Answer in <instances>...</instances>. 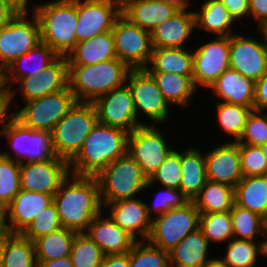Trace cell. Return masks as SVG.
Instances as JSON below:
<instances>
[{
	"label": "cell",
	"mask_w": 267,
	"mask_h": 267,
	"mask_svg": "<svg viewBox=\"0 0 267 267\" xmlns=\"http://www.w3.org/2000/svg\"><path fill=\"white\" fill-rule=\"evenodd\" d=\"M63 228L84 233L103 210L100 188L95 176H69L53 196Z\"/></svg>",
	"instance_id": "cell-1"
},
{
	"label": "cell",
	"mask_w": 267,
	"mask_h": 267,
	"mask_svg": "<svg viewBox=\"0 0 267 267\" xmlns=\"http://www.w3.org/2000/svg\"><path fill=\"white\" fill-rule=\"evenodd\" d=\"M128 135L129 132L124 129L97 122L86 137L80 152L69 163L70 174L96 176L127 153Z\"/></svg>",
	"instance_id": "cell-2"
},
{
	"label": "cell",
	"mask_w": 267,
	"mask_h": 267,
	"mask_svg": "<svg viewBox=\"0 0 267 267\" xmlns=\"http://www.w3.org/2000/svg\"><path fill=\"white\" fill-rule=\"evenodd\" d=\"M131 69L118 58L94 65H68V82L76 101L94 102L126 84Z\"/></svg>",
	"instance_id": "cell-3"
},
{
	"label": "cell",
	"mask_w": 267,
	"mask_h": 267,
	"mask_svg": "<svg viewBox=\"0 0 267 267\" xmlns=\"http://www.w3.org/2000/svg\"><path fill=\"white\" fill-rule=\"evenodd\" d=\"M33 13L39 21L41 42L66 57L77 43V0L38 2Z\"/></svg>",
	"instance_id": "cell-4"
},
{
	"label": "cell",
	"mask_w": 267,
	"mask_h": 267,
	"mask_svg": "<svg viewBox=\"0 0 267 267\" xmlns=\"http://www.w3.org/2000/svg\"><path fill=\"white\" fill-rule=\"evenodd\" d=\"M97 122L93 102L76 101L51 132L55 156L70 163L82 149L86 137Z\"/></svg>",
	"instance_id": "cell-5"
},
{
	"label": "cell",
	"mask_w": 267,
	"mask_h": 267,
	"mask_svg": "<svg viewBox=\"0 0 267 267\" xmlns=\"http://www.w3.org/2000/svg\"><path fill=\"white\" fill-rule=\"evenodd\" d=\"M99 183L102 203H114L134 199L145 193L148 178L143 174L139 164L127 152L96 176Z\"/></svg>",
	"instance_id": "cell-6"
},
{
	"label": "cell",
	"mask_w": 267,
	"mask_h": 267,
	"mask_svg": "<svg viewBox=\"0 0 267 267\" xmlns=\"http://www.w3.org/2000/svg\"><path fill=\"white\" fill-rule=\"evenodd\" d=\"M1 139L7 140L11 151L5 146L0 154L19 163L41 162L55 156L51 132L25 127L12 114L3 124Z\"/></svg>",
	"instance_id": "cell-7"
},
{
	"label": "cell",
	"mask_w": 267,
	"mask_h": 267,
	"mask_svg": "<svg viewBox=\"0 0 267 267\" xmlns=\"http://www.w3.org/2000/svg\"><path fill=\"white\" fill-rule=\"evenodd\" d=\"M126 84L131 89L137 120L141 125L163 126L171 122L169 117L172 116L171 105L165 99L154 78L145 69H131Z\"/></svg>",
	"instance_id": "cell-8"
},
{
	"label": "cell",
	"mask_w": 267,
	"mask_h": 267,
	"mask_svg": "<svg viewBox=\"0 0 267 267\" xmlns=\"http://www.w3.org/2000/svg\"><path fill=\"white\" fill-rule=\"evenodd\" d=\"M75 102L74 94L68 86L62 91L41 98L24 103L18 102L17 109L12 115L25 127L52 132Z\"/></svg>",
	"instance_id": "cell-9"
},
{
	"label": "cell",
	"mask_w": 267,
	"mask_h": 267,
	"mask_svg": "<svg viewBox=\"0 0 267 267\" xmlns=\"http://www.w3.org/2000/svg\"><path fill=\"white\" fill-rule=\"evenodd\" d=\"M200 212L190 200L152 219L151 232L147 241L168 254L187 235L199 228Z\"/></svg>",
	"instance_id": "cell-10"
},
{
	"label": "cell",
	"mask_w": 267,
	"mask_h": 267,
	"mask_svg": "<svg viewBox=\"0 0 267 267\" xmlns=\"http://www.w3.org/2000/svg\"><path fill=\"white\" fill-rule=\"evenodd\" d=\"M156 126L141 125L128 135L127 152L139 164L148 179L175 148L174 144H170L167 139L169 134L165 137L162 129H159L162 127Z\"/></svg>",
	"instance_id": "cell-11"
},
{
	"label": "cell",
	"mask_w": 267,
	"mask_h": 267,
	"mask_svg": "<svg viewBox=\"0 0 267 267\" xmlns=\"http://www.w3.org/2000/svg\"><path fill=\"white\" fill-rule=\"evenodd\" d=\"M41 42L40 25L33 11H19L0 29V61L7 68Z\"/></svg>",
	"instance_id": "cell-12"
},
{
	"label": "cell",
	"mask_w": 267,
	"mask_h": 267,
	"mask_svg": "<svg viewBox=\"0 0 267 267\" xmlns=\"http://www.w3.org/2000/svg\"><path fill=\"white\" fill-rule=\"evenodd\" d=\"M203 44L199 43L193 50V82L200 91H206L217 78L230 68V36H210Z\"/></svg>",
	"instance_id": "cell-13"
},
{
	"label": "cell",
	"mask_w": 267,
	"mask_h": 267,
	"mask_svg": "<svg viewBox=\"0 0 267 267\" xmlns=\"http://www.w3.org/2000/svg\"><path fill=\"white\" fill-rule=\"evenodd\" d=\"M116 56L130 69H145L153 51L150 32L120 16L112 28Z\"/></svg>",
	"instance_id": "cell-14"
},
{
	"label": "cell",
	"mask_w": 267,
	"mask_h": 267,
	"mask_svg": "<svg viewBox=\"0 0 267 267\" xmlns=\"http://www.w3.org/2000/svg\"><path fill=\"white\" fill-rule=\"evenodd\" d=\"M243 32L230 36L229 64L231 69L255 82L267 73V47L259 30L261 37L257 39L255 34L243 35Z\"/></svg>",
	"instance_id": "cell-15"
},
{
	"label": "cell",
	"mask_w": 267,
	"mask_h": 267,
	"mask_svg": "<svg viewBox=\"0 0 267 267\" xmlns=\"http://www.w3.org/2000/svg\"><path fill=\"white\" fill-rule=\"evenodd\" d=\"M76 38L81 42L112 31L121 16V0H77Z\"/></svg>",
	"instance_id": "cell-16"
},
{
	"label": "cell",
	"mask_w": 267,
	"mask_h": 267,
	"mask_svg": "<svg viewBox=\"0 0 267 267\" xmlns=\"http://www.w3.org/2000/svg\"><path fill=\"white\" fill-rule=\"evenodd\" d=\"M100 124L131 133L141 126L137 120L131 89L127 84L98 97L93 102Z\"/></svg>",
	"instance_id": "cell-17"
},
{
	"label": "cell",
	"mask_w": 267,
	"mask_h": 267,
	"mask_svg": "<svg viewBox=\"0 0 267 267\" xmlns=\"http://www.w3.org/2000/svg\"><path fill=\"white\" fill-rule=\"evenodd\" d=\"M69 174V163L57 156L41 162L20 163V187L54 196Z\"/></svg>",
	"instance_id": "cell-18"
},
{
	"label": "cell",
	"mask_w": 267,
	"mask_h": 267,
	"mask_svg": "<svg viewBox=\"0 0 267 267\" xmlns=\"http://www.w3.org/2000/svg\"><path fill=\"white\" fill-rule=\"evenodd\" d=\"M204 152L207 180L236 187L243 178L240 167L239 142L219 141ZM214 146V148H213Z\"/></svg>",
	"instance_id": "cell-19"
},
{
	"label": "cell",
	"mask_w": 267,
	"mask_h": 267,
	"mask_svg": "<svg viewBox=\"0 0 267 267\" xmlns=\"http://www.w3.org/2000/svg\"><path fill=\"white\" fill-rule=\"evenodd\" d=\"M104 211L122 230L128 232L137 241H147L152 227V218L145 205V198L121 200L114 203H102ZM106 209V210H105Z\"/></svg>",
	"instance_id": "cell-20"
},
{
	"label": "cell",
	"mask_w": 267,
	"mask_h": 267,
	"mask_svg": "<svg viewBox=\"0 0 267 267\" xmlns=\"http://www.w3.org/2000/svg\"><path fill=\"white\" fill-rule=\"evenodd\" d=\"M53 202V195L20 190L6 206L4 226L12 234H21L35 216Z\"/></svg>",
	"instance_id": "cell-21"
},
{
	"label": "cell",
	"mask_w": 267,
	"mask_h": 267,
	"mask_svg": "<svg viewBox=\"0 0 267 267\" xmlns=\"http://www.w3.org/2000/svg\"><path fill=\"white\" fill-rule=\"evenodd\" d=\"M84 233L105 255L129 253L137 242L128 232L115 224L104 210L91 221Z\"/></svg>",
	"instance_id": "cell-22"
},
{
	"label": "cell",
	"mask_w": 267,
	"mask_h": 267,
	"mask_svg": "<svg viewBox=\"0 0 267 267\" xmlns=\"http://www.w3.org/2000/svg\"><path fill=\"white\" fill-rule=\"evenodd\" d=\"M196 32L194 10H179L156 26L151 34L152 45L157 48H186ZM190 38V39H189Z\"/></svg>",
	"instance_id": "cell-23"
},
{
	"label": "cell",
	"mask_w": 267,
	"mask_h": 267,
	"mask_svg": "<svg viewBox=\"0 0 267 267\" xmlns=\"http://www.w3.org/2000/svg\"><path fill=\"white\" fill-rule=\"evenodd\" d=\"M178 11L164 0H121V15L150 33Z\"/></svg>",
	"instance_id": "cell-24"
},
{
	"label": "cell",
	"mask_w": 267,
	"mask_h": 267,
	"mask_svg": "<svg viewBox=\"0 0 267 267\" xmlns=\"http://www.w3.org/2000/svg\"><path fill=\"white\" fill-rule=\"evenodd\" d=\"M255 82L231 68L225 70L208 88L218 98L216 102L249 107L253 110ZM220 99V100H219Z\"/></svg>",
	"instance_id": "cell-25"
},
{
	"label": "cell",
	"mask_w": 267,
	"mask_h": 267,
	"mask_svg": "<svg viewBox=\"0 0 267 267\" xmlns=\"http://www.w3.org/2000/svg\"><path fill=\"white\" fill-rule=\"evenodd\" d=\"M202 5L194 8L196 30L205 31L207 37L213 36H231L239 30L240 27L229 15L228 9L220 0H202ZM200 8V9H199ZM204 30V31H203Z\"/></svg>",
	"instance_id": "cell-26"
},
{
	"label": "cell",
	"mask_w": 267,
	"mask_h": 267,
	"mask_svg": "<svg viewBox=\"0 0 267 267\" xmlns=\"http://www.w3.org/2000/svg\"><path fill=\"white\" fill-rule=\"evenodd\" d=\"M210 248L211 245L198 228L182 239L169 253L170 267H202L216 257H212Z\"/></svg>",
	"instance_id": "cell-27"
},
{
	"label": "cell",
	"mask_w": 267,
	"mask_h": 267,
	"mask_svg": "<svg viewBox=\"0 0 267 267\" xmlns=\"http://www.w3.org/2000/svg\"><path fill=\"white\" fill-rule=\"evenodd\" d=\"M58 57L59 55L49 45L40 42L6 68L8 87L11 89L24 77L35 76L51 65Z\"/></svg>",
	"instance_id": "cell-28"
},
{
	"label": "cell",
	"mask_w": 267,
	"mask_h": 267,
	"mask_svg": "<svg viewBox=\"0 0 267 267\" xmlns=\"http://www.w3.org/2000/svg\"><path fill=\"white\" fill-rule=\"evenodd\" d=\"M155 80L160 91L163 93L168 103L176 109H188L192 106L195 95L199 94L195 87L193 75H179L164 72H148ZM198 92V93H197ZM197 93V94H196ZM191 104V105H190ZM179 107V108H177Z\"/></svg>",
	"instance_id": "cell-29"
},
{
	"label": "cell",
	"mask_w": 267,
	"mask_h": 267,
	"mask_svg": "<svg viewBox=\"0 0 267 267\" xmlns=\"http://www.w3.org/2000/svg\"><path fill=\"white\" fill-rule=\"evenodd\" d=\"M66 57L68 65H94L117 58L112 31L77 42Z\"/></svg>",
	"instance_id": "cell-30"
},
{
	"label": "cell",
	"mask_w": 267,
	"mask_h": 267,
	"mask_svg": "<svg viewBox=\"0 0 267 267\" xmlns=\"http://www.w3.org/2000/svg\"><path fill=\"white\" fill-rule=\"evenodd\" d=\"M194 146L181 148L180 190L189 200H193L207 182L204 152Z\"/></svg>",
	"instance_id": "cell-31"
},
{
	"label": "cell",
	"mask_w": 267,
	"mask_h": 267,
	"mask_svg": "<svg viewBox=\"0 0 267 267\" xmlns=\"http://www.w3.org/2000/svg\"><path fill=\"white\" fill-rule=\"evenodd\" d=\"M188 48V49H187ZM153 47L147 72L193 75V50L189 48Z\"/></svg>",
	"instance_id": "cell-32"
},
{
	"label": "cell",
	"mask_w": 267,
	"mask_h": 267,
	"mask_svg": "<svg viewBox=\"0 0 267 267\" xmlns=\"http://www.w3.org/2000/svg\"><path fill=\"white\" fill-rule=\"evenodd\" d=\"M223 247L225 252H221L222 256L216 255V258L224 267H257L260 257L267 258V241L232 238Z\"/></svg>",
	"instance_id": "cell-33"
},
{
	"label": "cell",
	"mask_w": 267,
	"mask_h": 267,
	"mask_svg": "<svg viewBox=\"0 0 267 267\" xmlns=\"http://www.w3.org/2000/svg\"><path fill=\"white\" fill-rule=\"evenodd\" d=\"M234 197L235 204L267 221V175L243 177L234 188Z\"/></svg>",
	"instance_id": "cell-34"
},
{
	"label": "cell",
	"mask_w": 267,
	"mask_h": 267,
	"mask_svg": "<svg viewBox=\"0 0 267 267\" xmlns=\"http://www.w3.org/2000/svg\"><path fill=\"white\" fill-rule=\"evenodd\" d=\"M192 202L200 213L230 211L235 203L234 188L207 180Z\"/></svg>",
	"instance_id": "cell-35"
},
{
	"label": "cell",
	"mask_w": 267,
	"mask_h": 267,
	"mask_svg": "<svg viewBox=\"0 0 267 267\" xmlns=\"http://www.w3.org/2000/svg\"><path fill=\"white\" fill-rule=\"evenodd\" d=\"M230 213L234 239L267 241V221L263 217L235 203Z\"/></svg>",
	"instance_id": "cell-36"
},
{
	"label": "cell",
	"mask_w": 267,
	"mask_h": 267,
	"mask_svg": "<svg viewBox=\"0 0 267 267\" xmlns=\"http://www.w3.org/2000/svg\"><path fill=\"white\" fill-rule=\"evenodd\" d=\"M215 102V116L216 122L219 127V131L223 132V135L230 137L231 140L226 138L224 141L237 142L244 130L246 120L250 112L252 111L249 107L241 105L229 104L226 102Z\"/></svg>",
	"instance_id": "cell-37"
},
{
	"label": "cell",
	"mask_w": 267,
	"mask_h": 267,
	"mask_svg": "<svg viewBox=\"0 0 267 267\" xmlns=\"http://www.w3.org/2000/svg\"><path fill=\"white\" fill-rule=\"evenodd\" d=\"M77 232L61 228L35 239L36 260L49 261L70 256L71 247Z\"/></svg>",
	"instance_id": "cell-38"
},
{
	"label": "cell",
	"mask_w": 267,
	"mask_h": 267,
	"mask_svg": "<svg viewBox=\"0 0 267 267\" xmlns=\"http://www.w3.org/2000/svg\"><path fill=\"white\" fill-rule=\"evenodd\" d=\"M199 229L213 247L225 245L233 238L232 218L230 211L216 213H200ZM213 242V244H211Z\"/></svg>",
	"instance_id": "cell-39"
},
{
	"label": "cell",
	"mask_w": 267,
	"mask_h": 267,
	"mask_svg": "<svg viewBox=\"0 0 267 267\" xmlns=\"http://www.w3.org/2000/svg\"><path fill=\"white\" fill-rule=\"evenodd\" d=\"M35 264L34 242L21 234H11L5 242L1 267H35Z\"/></svg>",
	"instance_id": "cell-40"
},
{
	"label": "cell",
	"mask_w": 267,
	"mask_h": 267,
	"mask_svg": "<svg viewBox=\"0 0 267 267\" xmlns=\"http://www.w3.org/2000/svg\"><path fill=\"white\" fill-rule=\"evenodd\" d=\"M179 147V148H178ZM175 147L165 158L159 168L148 179L145 190L155 188V184L162 187L180 189L181 182V150Z\"/></svg>",
	"instance_id": "cell-41"
},
{
	"label": "cell",
	"mask_w": 267,
	"mask_h": 267,
	"mask_svg": "<svg viewBox=\"0 0 267 267\" xmlns=\"http://www.w3.org/2000/svg\"><path fill=\"white\" fill-rule=\"evenodd\" d=\"M70 257L73 267H101L105 254L85 233H77L72 243Z\"/></svg>",
	"instance_id": "cell-42"
},
{
	"label": "cell",
	"mask_w": 267,
	"mask_h": 267,
	"mask_svg": "<svg viewBox=\"0 0 267 267\" xmlns=\"http://www.w3.org/2000/svg\"><path fill=\"white\" fill-rule=\"evenodd\" d=\"M130 267H170L169 254L148 241H137L130 251Z\"/></svg>",
	"instance_id": "cell-43"
},
{
	"label": "cell",
	"mask_w": 267,
	"mask_h": 267,
	"mask_svg": "<svg viewBox=\"0 0 267 267\" xmlns=\"http://www.w3.org/2000/svg\"><path fill=\"white\" fill-rule=\"evenodd\" d=\"M35 76L41 78L43 96L66 89L69 86L67 57L59 56Z\"/></svg>",
	"instance_id": "cell-44"
},
{
	"label": "cell",
	"mask_w": 267,
	"mask_h": 267,
	"mask_svg": "<svg viewBox=\"0 0 267 267\" xmlns=\"http://www.w3.org/2000/svg\"><path fill=\"white\" fill-rule=\"evenodd\" d=\"M20 190V163L0 154V200L7 206Z\"/></svg>",
	"instance_id": "cell-45"
},
{
	"label": "cell",
	"mask_w": 267,
	"mask_h": 267,
	"mask_svg": "<svg viewBox=\"0 0 267 267\" xmlns=\"http://www.w3.org/2000/svg\"><path fill=\"white\" fill-rule=\"evenodd\" d=\"M63 228L54 202L39 212L21 235L31 241Z\"/></svg>",
	"instance_id": "cell-46"
},
{
	"label": "cell",
	"mask_w": 267,
	"mask_h": 267,
	"mask_svg": "<svg viewBox=\"0 0 267 267\" xmlns=\"http://www.w3.org/2000/svg\"><path fill=\"white\" fill-rule=\"evenodd\" d=\"M160 187L157 189V193H154L153 200L150 203L145 202L148 214L152 219L170 209L184 206L190 201L180 189Z\"/></svg>",
	"instance_id": "cell-47"
},
{
	"label": "cell",
	"mask_w": 267,
	"mask_h": 267,
	"mask_svg": "<svg viewBox=\"0 0 267 267\" xmlns=\"http://www.w3.org/2000/svg\"><path fill=\"white\" fill-rule=\"evenodd\" d=\"M237 142L253 146L267 143V111L253 109L250 112L243 133Z\"/></svg>",
	"instance_id": "cell-48"
},
{
	"label": "cell",
	"mask_w": 267,
	"mask_h": 267,
	"mask_svg": "<svg viewBox=\"0 0 267 267\" xmlns=\"http://www.w3.org/2000/svg\"><path fill=\"white\" fill-rule=\"evenodd\" d=\"M239 153L243 177L267 175V159L260 146L239 143Z\"/></svg>",
	"instance_id": "cell-49"
},
{
	"label": "cell",
	"mask_w": 267,
	"mask_h": 267,
	"mask_svg": "<svg viewBox=\"0 0 267 267\" xmlns=\"http://www.w3.org/2000/svg\"><path fill=\"white\" fill-rule=\"evenodd\" d=\"M17 96L22 98L19 99L22 101L21 103L43 97L41 78L36 76L24 77L10 89L8 101L11 114L17 109Z\"/></svg>",
	"instance_id": "cell-50"
},
{
	"label": "cell",
	"mask_w": 267,
	"mask_h": 267,
	"mask_svg": "<svg viewBox=\"0 0 267 267\" xmlns=\"http://www.w3.org/2000/svg\"><path fill=\"white\" fill-rule=\"evenodd\" d=\"M228 9L229 15L235 21H247L249 19V0H220ZM246 18V19H245ZM248 18V19H247Z\"/></svg>",
	"instance_id": "cell-51"
},
{
	"label": "cell",
	"mask_w": 267,
	"mask_h": 267,
	"mask_svg": "<svg viewBox=\"0 0 267 267\" xmlns=\"http://www.w3.org/2000/svg\"><path fill=\"white\" fill-rule=\"evenodd\" d=\"M249 19L257 30L267 22V0H249Z\"/></svg>",
	"instance_id": "cell-52"
},
{
	"label": "cell",
	"mask_w": 267,
	"mask_h": 267,
	"mask_svg": "<svg viewBox=\"0 0 267 267\" xmlns=\"http://www.w3.org/2000/svg\"><path fill=\"white\" fill-rule=\"evenodd\" d=\"M253 109L267 111V73L255 81Z\"/></svg>",
	"instance_id": "cell-53"
},
{
	"label": "cell",
	"mask_w": 267,
	"mask_h": 267,
	"mask_svg": "<svg viewBox=\"0 0 267 267\" xmlns=\"http://www.w3.org/2000/svg\"><path fill=\"white\" fill-rule=\"evenodd\" d=\"M19 12L9 1L0 0V29L6 26Z\"/></svg>",
	"instance_id": "cell-54"
},
{
	"label": "cell",
	"mask_w": 267,
	"mask_h": 267,
	"mask_svg": "<svg viewBox=\"0 0 267 267\" xmlns=\"http://www.w3.org/2000/svg\"><path fill=\"white\" fill-rule=\"evenodd\" d=\"M101 267H130V252L126 254L105 255Z\"/></svg>",
	"instance_id": "cell-55"
},
{
	"label": "cell",
	"mask_w": 267,
	"mask_h": 267,
	"mask_svg": "<svg viewBox=\"0 0 267 267\" xmlns=\"http://www.w3.org/2000/svg\"><path fill=\"white\" fill-rule=\"evenodd\" d=\"M35 267H73L70 256L49 261L36 260Z\"/></svg>",
	"instance_id": "cell-56"
},
{
	"label": "cell",
	"mask_w": 267,
	"mask_h": 267,
	"mask_svg": "<svg viewBox=\"0 0 267 267\" xmlns=\"http://www.w3.org/2000/svg\"><path fill=\"white\" fill-rule=\"evenodd\" d=\"M10 88L7 84V69L0 61V97H9Z\"/></svg>",
	"instance_id": "cell-57"
},
{
	"label": "cell",
	"mask_w": 267,
	"mask_h": 267,
	"mask_svg": "<svg viewBox=\"0 0 267 267\" xmlns=\"http://www.w3.org/2000/svg\"><path fill=\"white\" fill-rule=\"evenodd\" d=\"M8 98L9 97H0V134L4 122L11 115Z\"/></svg>",
	"instance_id": "cell-58"
},
{
	"label": "cell",
	"mask_w": 267,
	"mask_h": 267,
	"mask_svg": "<svg viewBox=\"0 0 267 267\" xmlns=\"http://www.w3.org/2000/svg\"><path fill=\"white\" fill-rule=\"evenodd\" d=\"M164 1L167 2L168 4L175 6L179 10H194L193 7L195 8V5L197 4L196 0H164ZM190 7L192 9H190Z\"/></svg>",
	"instance_id": "cell-59"
},
{
	"label": "cell",
	"mask_w": 267,
	"mask_h": 267,
	"mask_svg": "<svg viewBox=\"0 0 267 267\" xmlns=\"http://www.w3.org/2000/svg\"><path fill=\"white\" fill-rule=\"evenodd\" d=\"M7 1H9L19 11H33L34 7L37 4L34 1H33V4H32V1L31 0H7ZM29 6H32V8L29 7Z\"/></svg>",
	"instance_id": "cell-60"
},
{
	"label": "cell",
	"mask_w": 267,
	"mask_h": 267,
	"mask_svg": "<svg viewBox=\"0 0 267 267\" xmlns=\"http://www.w3.org/2000/svg\"><path fill=\"white\" fill-rule=\"evenodd\" d=\"M11 234L12 233L4 225L0 226V267L2 266L5 242Z\"/></svg>",
	"instance_id": "cell-61"
},
{
	"label": "cell",
	"mask_w": 267,
	"mask_h": 267,
	"mask_svg": "<svg viewBox=\"0 0 267 267\" xmlns=\"http://www.w3.org/2000/svg\"><path fill=\"white\" fill-rule=\"evenodd\" d=\"M6 218V206L5 204L0 200V226L4 225Z\"/></svg>",
	"instance_id": "cell-62"
},
{
	"label": "cell",
	"mask_w": 267,
	"mask_h": 267,
	"mask_svg": "<svg viewBox=\"0 0 267 267\" xmlns=\"http://www.w3.org/2000/svg\"><path fill=\"white\" fill-rule=\"evenodd\" d=\"M202 267H224V266L221 264V262L217 258H214L213 260L206 263Z\"/></svg>",
	"instance_id": "cell-63"
},
{
	"label": "cell",
	"mask_w": 267,
	"mask_h": 267,
	"mask_svg": "<svg viewBox=\"0 0 267 267\" xmlns=\"http://www.w3.org/2000/svg\"><path fill=\"white\" fill-rule=\"evenodd\" d=\"M258 30L261 32L265 41V45L267 47V22L263 26H261Z\"/></svg>",
	"instance_id": "cell-64"
},
{
	"label": "cell",
	"mask_w": 267,
	"mask_h": 267,
	"mask_svg": "<svg viewBox=\"0 0 267 267\" xmlns=\"http://www.w3.org/2000/svg\"><path fill=\"white\" fill-rule=\"evenodd\" d=\"M262 151H263V154L265 155L266 159H267V143L266 144H263L260 146Z\"/></svg>",
	"instance_id": "cell-65"
}]
</instances>
